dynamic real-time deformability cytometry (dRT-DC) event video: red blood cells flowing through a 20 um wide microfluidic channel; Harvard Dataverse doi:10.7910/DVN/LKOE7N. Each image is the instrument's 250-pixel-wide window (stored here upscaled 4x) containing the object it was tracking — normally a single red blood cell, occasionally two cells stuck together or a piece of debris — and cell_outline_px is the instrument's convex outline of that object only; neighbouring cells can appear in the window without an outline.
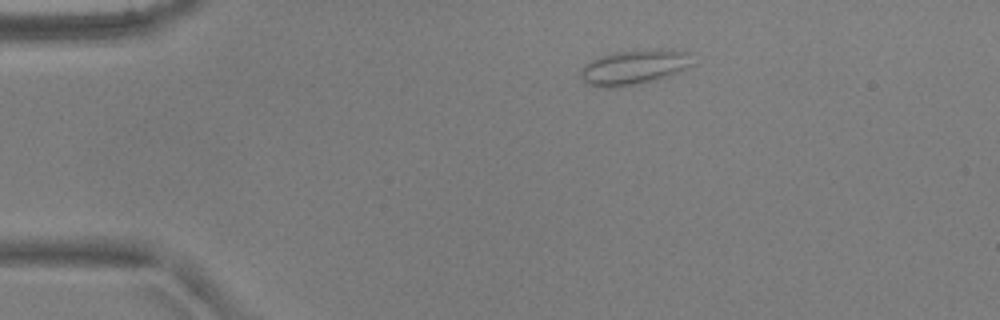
{"species": "common noctule bat (a hibernating species)", "species_latin": "Nyctalus noctula", "temperature_condition": "warm", "stored_images_in_passage": 3, "camera_frame_rate_fps": 3000, "um_per_image_px": 0.085, "animal": {"sex": "male", "body_mass_g": 17.9, "forearm_length_mm": 54.2}, "frame": {"image": 1, "passage_image": 1, "time_ms": 0.0, "image_size_px": [1000, 320], "cell_outline_px": [[696, 64], [680, 72], [656, 80], [640, 84], [612, 88], [604, 88], [588, 84], [580, 76], [580, 72], [584, 64], [600, 56], [616, 52], [688, 52]], "centroid_in_image_um": [53.87, 5.78], "position_along_channel_um": 31.1, "area_um2": 22.02}}